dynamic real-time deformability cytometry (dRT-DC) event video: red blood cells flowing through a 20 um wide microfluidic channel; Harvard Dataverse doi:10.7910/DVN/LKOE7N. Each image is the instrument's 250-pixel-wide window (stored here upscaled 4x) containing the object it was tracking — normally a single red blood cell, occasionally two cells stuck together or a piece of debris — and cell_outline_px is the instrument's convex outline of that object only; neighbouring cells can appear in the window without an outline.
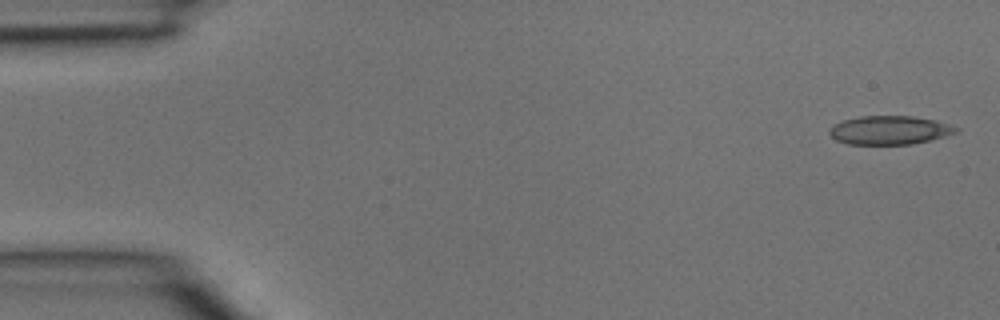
{"species": "common noctule bat (a hibernating species)", "species_latin": "Nyctalus noctula", "temperature_condition": "room temperature", "stored_images_in_passage": 40, "camera_frame_rate_fps": 3000, "um_per_image_px": 0.085, "animal": {"sex": "male", "body_mass_g": 15.6}, "frame": {"image": 1, "passage_image": 1, "time_ms": 0.0, "image_size_px": [1000, 320], "cell_outline_px": [[960, 128], [956, 132], [944, 136], [912, 144], [848, 144], [836, 140], [828, 132], [836, 124], [844, 120], [860, 116], [912, 116], [936, 120]], "centroid_in_image_um": [75.62, 11.06], "position_along_channel_um": 9.4, "area_um2": 20.87}}
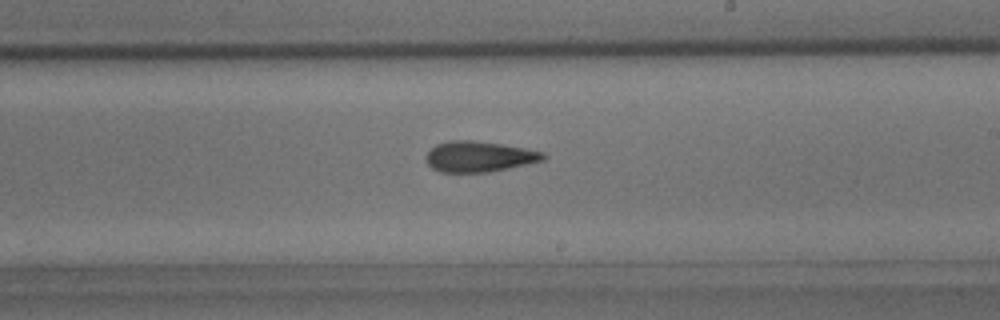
{"frame": {"image": 2, "passage_image": 23, "time_ms": 7.333, "image_size_px": [1000, 320], "cell_outline_px": [[548, 156], [544, 160], [508, 168], [488, 172], [440, 172], [432, 168], [428, 164], [424, 156], [436, 144], [448, 140], [472, 140], [500, 144], [524, 148], [544, 152]], "centroid_in_image_um": [40.7, 13.3], "position_along_channel_um": 248.3, "area_um2": 20.92}}
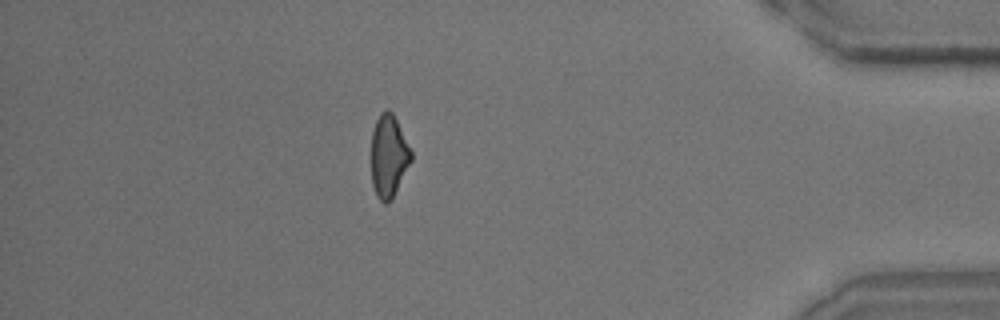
{"frame": {"image": 3, "passage_image": 35, "time_ms": 11.333, "image_size_px": [1000, 320], "cell_outline_px": [[412, 160], [392, 200], [388, 204], [384, 204], [376, 196], [372, 184], [372, 132], [376, 120], [380, 112], [384, 108], [388, 108], [392, 112], [412, 152]], "centroid_in_image_um": [33.03, 13.29], "position_along_channel_um": 402.2, "area_um2": 19.25}}